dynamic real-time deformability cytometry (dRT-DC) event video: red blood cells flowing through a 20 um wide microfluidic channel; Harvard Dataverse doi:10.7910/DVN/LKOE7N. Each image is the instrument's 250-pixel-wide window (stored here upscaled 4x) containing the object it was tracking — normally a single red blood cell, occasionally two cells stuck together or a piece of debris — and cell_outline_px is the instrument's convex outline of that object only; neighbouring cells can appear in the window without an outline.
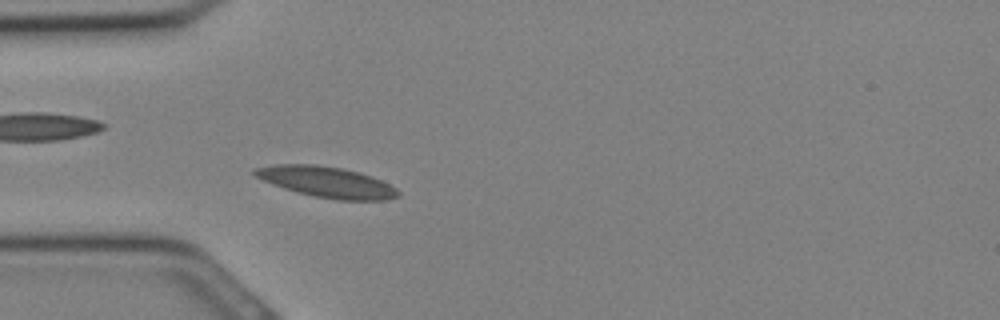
{"species": "Egyptian fruit bat (a non-hibernating species)", "species_latin": "Rousettus aegyptiacus", "temperature_condition": "cold", "stored_images_in_passage": 18, "camera_frame_rate_fps": 3000, "um_per_image_px": 0.085, "animal": {"sex": "female"}, "frame": {"image": 1, "passage_image": 6, "time_ms": 1.667, "image_size_px": [1000, 320], "cell_outline_px": [[400, 196], [388, 200], [336, 200], [296, 192], [272, 184], [256, 176], [252, 172], [252, 168], [276, 164], [316, 164], [340, 168], [360, 172], [372, 176], [396, 188], [400, 192]], "centroid_in_image_um": [27.78, 15.47], "position_along_channel_um": 57.2, "area_um2": 25.72}}
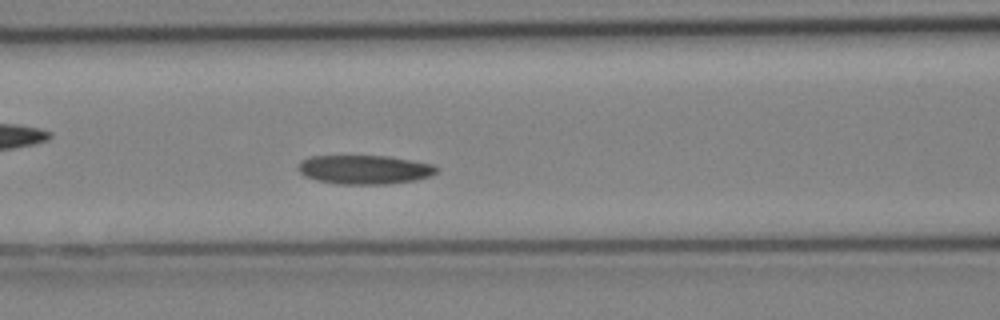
{"frame": {"image": 2, "passage_image": 10, "time_ms": 3.0, "image_size_px": [1000, 320], "cell_outline_px": [[440, 168], [436, 172], [428, 176], [416, 180], [388, 184], [336, 184], [316, 180], [304, 176], [296, 168], [296, 164], [300, 160], [308, 156], [388, 156], [432, 164]], "centroid_in_image_um": [30.92, 14.41], "position_along_channel_um": 135.7, "area_um2": 23.58}}
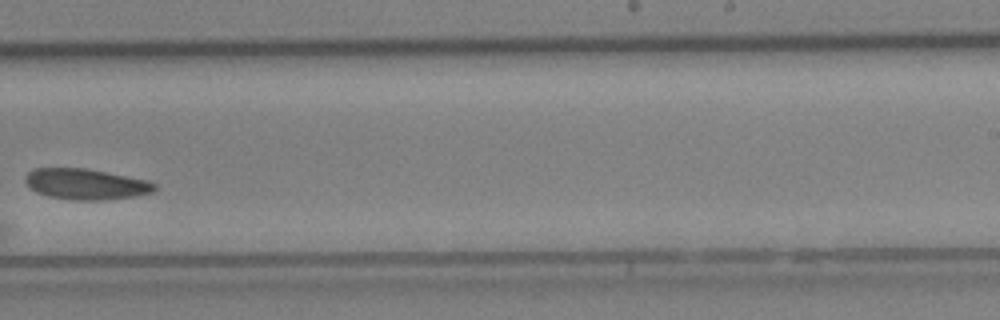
{"frame": {"image": 3, "passage_image": 17, "time_ms": 5.333, "image_size_px": [1000, 320], "cell_outline_px": [[156, 188], [152, 192], [136, 196], [104, 200], [76, 200], [48, 196], [36, 192], [24, 180], [24, 176], [32, 168], [88, 168], [148, 180], [156, 184]], "centroid_in_image_um": [7.3, 15.64], "position_along_channel_um": 281.7, "area_um2": 23.29}}